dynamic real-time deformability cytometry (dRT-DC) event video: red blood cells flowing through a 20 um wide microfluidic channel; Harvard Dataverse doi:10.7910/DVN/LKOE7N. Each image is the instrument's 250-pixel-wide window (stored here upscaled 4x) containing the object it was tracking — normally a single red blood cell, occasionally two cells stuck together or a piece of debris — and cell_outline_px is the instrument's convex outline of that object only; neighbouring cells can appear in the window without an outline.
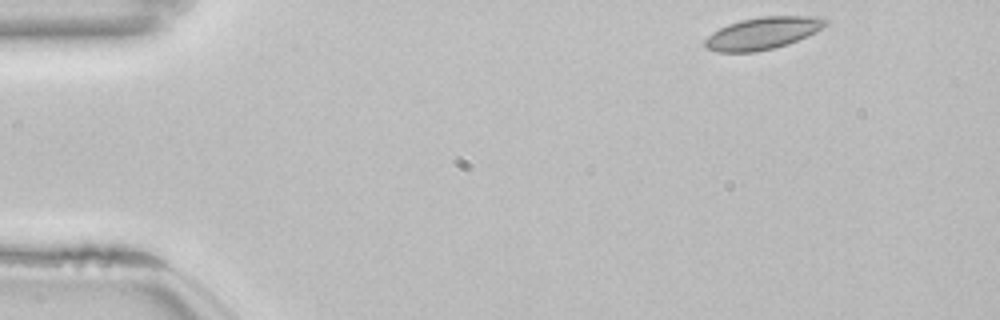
{"species": "common noctule bat (a hibernating species)", "species_latin": "Nyctalus noctula", "temperature_condition": "room temperature", "stored_images_in_passage": 48, "camera_frame_rate_fps": 3000, "um_per_image_px": 0.085, "animal": {"sex": "female", "body_mass_g": 22.7, "forearm_length_mm": 54.2}, "frame": {"image": 1, "passage_image": 1, "time_ms": 0.0, "image_size_px": [1000, 320], "cell_outline_px": [[828, 24], [788, 44], [756, 52], [716, 52], [704, 48], [704, 40], [712, 32], [728, 24], [740, 20], [764, 16], [824, 16], [828, 20]], "centroid_in_image_um": [64.78, 2.82], "position_along_channel_um": 20.2, "area_um2": 22.48}}
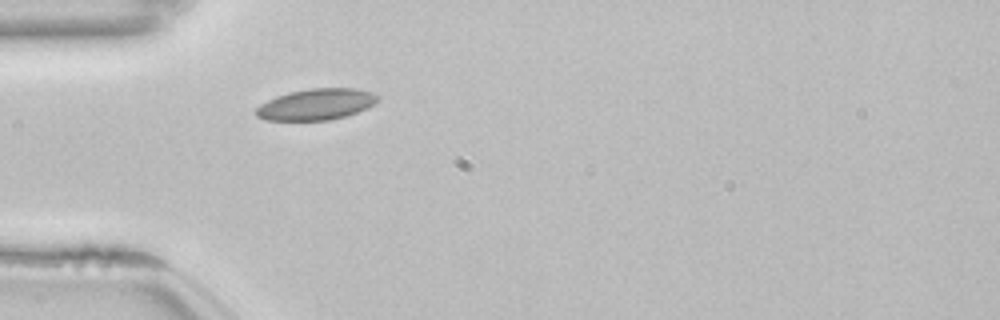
{"frame": {"image": 2, "passage_image": 11, "time_ms": 3.333, "image_size_px": [1000, 320], "cell_outline_px": [[380, 100], [376, 104], [368, 108], [344, 116], [328, 120], [264, 120], [256, 116], [256, 108], [260, 104], [276, 96], [288, 92], [312, 88], [356, 88], [372, 92], [380, 96]], "centroid_in_image_um": [26.91, 8.86], "position_along_channel_um": 58.1, "area_um2": 22.25}}
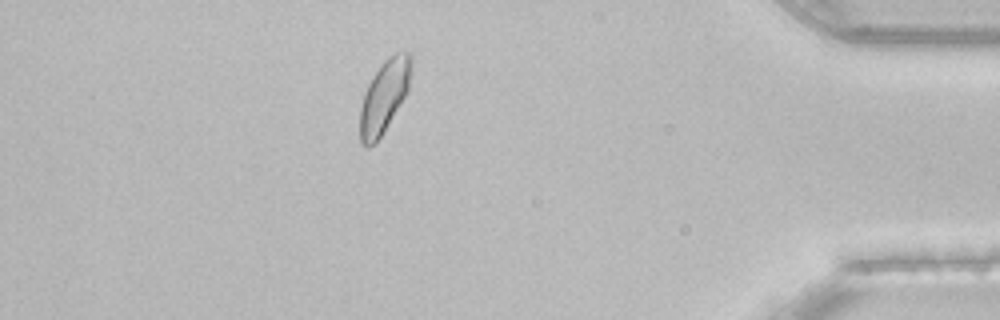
{"frame": {"image": 3, "passage_image": 42, "time_ms": 13.667, "image_size_px": [1000, 320], "cell_outline_px": [[412, 68], [408, 92], [384, 132], [376, 144], [368, 148], [364, 148], [360, 144], [360, 108], [364, 92], [372, 76], [380, 64], [388, 56], [396, 52], [408, 52], [412, 56]], "centroid_in_image_um": [32.66, 8.21], "position_along_channel_um": 402.5, "area_um2": 22.2}, "authors_computed_cell_mechanics": {"area_um2": 21.097, "velocity_mm_per_s": 3.8125, "shape_relaxation_time_tau1_ms": null, "shape_relaxation_time_tau2_ms": 2.1065, "deformation_change_tau1": null, "deformation_change_tau2": 0.0473}}